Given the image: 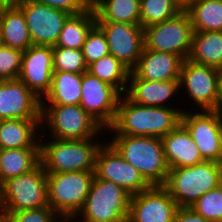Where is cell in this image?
<instances>
[{"label":"cell","instance_id":"cell-1","mask_svg":"<svg viewBox=\"0 0 222 222\" xmlns=\"http://www.w3.org/2000/svg\"><path fill=\"white\" fill-rule=\"evenodd\" d=\"M183 111L177 107L143 106L123 94L115 120L106 131L115 135L162 138L181 124Z\"/></svg>","mask_w":222,"mask_h":222},{"label":"cell","instance_id":"cell-2","mask_svg":"<svg viewBox=\"0 0 222 222\" xmlns=\"http://www.w3.org/2000/svg\"><path fill=\"white\" fill-rule=\"evenodd\" d=\"M40 164L46 173L94 171L95 158L103 141L97 139L61 140L40 134ZM46 135V136H45ZM44 139V141H43ZM47 140H49L47 142ZM96 141V142H95ZM98 141V142H97Z\"/></svg>","mask_w":222,"mask_h":222},{"label":"cell","instance_id":"cell-3","mask_svg":"<svg viewBox=\"0 0 222 222\" xmlns=\"http://www.w3.org/2000/svg\"><path fill=\"white\" fill-rule=\"evenodd\" d=\"M110 144L130 164L136 167L151 186H163L169 167L164 156L161 138L114 135Z\"/></svg>","mask_w":222,"mask_h":222},{"label":"cell","instance_id":"cell-4","mask_svg":"<svg viewBox=\"0 0 222 222\" xmlns=\"http://www.w3.org/2000/svg\"><path fill=\"white\" fill-rule=\"evenodd\" d=\"M222 184V169L218 163L204 161L189 167L169 169L163 187L178 207H190L206 192Z\"/></svg>","mask_w":222,"mask_h":222},{"label":"cell","instance_id":"cell-5","mask_svg":"<svg viewBox=\"0 0 222 222\" xmlns=\"http://www.w3.org/2000/svg\"><path fill=\"white\" fill-rule=\"evenodd\" d=\"M131 195L108 180L94 179L86 202L74 218L81 222H127Z\"/></svg>","mask_w":222,"mask_h":222},{"label":"cell","instance_id":"cell-6","mask_svg":"<svg viewBox=\"0 0 222 222\" xmlns=\"http://www.w3.org/2000/svg\"><path fill=\"white\" fill-rule=\"evenodd\" d=\"M40 125L42 133L49 128V138L61 140L95 139L105 132L80 105H41Z\"/></svg>","mask_w":222,"mask_h":222},{"label":"cell","instance_id":"cell-7","mask_svg":"<svg viewBox=\"0 0 222 222\" xmlns=\"http://www.w3.org/2000/svg\"><path fill=\"white\" fill-rule=\"evenodd\" d=\"M94 171L47 173L48 205L61 217H75L86 202Z\"/></svg>","mask_w":222,"mask_h":222},{"label":"cell","instance_id":"cell-8","mask_svg":"<svg viewBox=\"0 0 222 222\" xmlns=\"http://www.w3.org/2000/svg\"><path fill=\"white\" fill-rule=\"evenodd\" d=\"M0 204L7 213L50 207L47 199V173L39 164L31 172L9 178L0 185Z\"/></svg>","mask_w":222,"mask_h":222},{"label":"cell","instance_id":"cell-9","mask_svg":"<svg viewBox=\"0 0 222 222\" xmlns=\"http://www.w3.org/2000/svg\"><path fill=\"white\" fill-rule=\"evenodd\" d=\"M143 30L145 49L173 53L183 60L188 59L194 31L190 15L186 11Z\"/></svg>","mask_w":222,"mask_h":222},{"label":"cell","instance_id":"cell-10","mask_svg":"<svg viewBox=\"0 0 222 222\" xmlns=\"http://www.w3.org/2000/svg\"><path fill=\"white\" fill-rule=\"evenodd\" d=\"M184 110L181 124L190 133L204 161L218 163L222 153V110Z\"/></svg>","mask_w":222,"mask_h":222},{"label":"cell","instance_id":"cell-11","mask_svg":"<svg viewBox=\"0 0 222 222\" xmlns=\"http://www.w3.org/2000/svg\"><path fill=\"white\" fill-rule=\"evenodd\" d=\"M94 176L98 179L114 182L131 196L151 187L139 170L128 163L107 141L102 144L97 152Z\"/></svg>","mask_w":222,"mask_h":222},{"label":"cell","instance_id":"cell-12","mask_svg":"<svg viewBox=\"0 0 222 222\" xmlns=\"http://www.w3.org/2000/svg\"><path fill=\"white\" fill-rule=\"evenodd\" d=\"M81 87L80 106L106 130L115 120L118 103L123 94L115 86L89 72L83 73Z\"/></svg>","mask_w":222,"mask_h":222},{"label":"cell","instance_id":"cell-13","mask_svg":"<svg viewBox=\"0 0 222 222\" xmlns=\"http://www.w3.org/2000/svg\"><path fill=\"white\" fill-rule=\"evenodd\" d=\"M179 81L180 89H185L194 106H199L200 111L218 110L217 68L185 59L182 63Z\"/></svg>","mask_w":222,"mask_h":222},{"label":"cell","instance_id":"cell-14","mask_svg":"<svg viewBox=\"0 0 222 222\" xmlns=\"http://www.w3.org/2000/svg\"><path fill=\"white\" fill-rule=\"evenodd\" d=\"M14 3L25 15L33 45L54 46L71 14L32 0H15Z\"/></svg>","mask_w":222,"mask_h":222},{"label":"cell","instance_id":"cell-15","mask_svg":"<svg viewBox=\"0 0 222 222\" xmlns=\"http://www.w3.org/2000/svg\"><path fill=\"white\" fill-rule=\"evenodd\" d=\"M105 33L109 52L132 70L144 48V30L141 25L122 22H96Z\"/></svg>","mask_w":222,"mask_h":222},{"label":"cell","instance_id":"cell-16","mask_svg":"<svg viewBox=\"0 0 222 222\" xmlns=\"http://www.w3.org/2000/svg\"><path fill=\"white\" fill-rule=\"evenodd\" d=\"M53 71V46L32 45L23 51L18 79L41 100L51 88Z\"/></svg>","mask_w":222,"mask_h":222},{"label":"cell","instance_id":"cell-17","mask_svg":"<svg viewBox=\"0 0 222 222\" xmlns=\"http://www.w3.org/2000/svg\"><path fill=\"white\" fill-rule=\"evenodd\" d=\"M178 208L163 186H151L131 197L127 222H173Z\"/></svg>","mask_w":222,"mask_h":222},{"label":"cell","instance_id":"cell-18","mask_svg":"<svg viewBox=\"0 0 222 222\" xmlns=\"http://www.w3.org/2000/svg\"><path fill=\"white\" fill-rule=\"evenodd\" d=\"M41 120V99L19 79L0 80V120Z\"/></svg>","mask_w":222,"mask_h":222},{"label":"cell","instance_id":"cell-19","mask_svg":"<svg viewBox=\"0 0 222 222\" xmlns=\"http://www.w3.org/2000/svg\"><path fill=\"white\" fill-rule=\"evenodd\" d=\"M179 90H180L179 80H170V81L144 80V79H139L131 71L125 95L131 101L143 106L174 107L170 105L171 101L174 100V99L171 100V98L173 97L175 98V95L179 93Z\"/></svg>","mask_w":222,"mask_h":222},{"label":"cell","instance_id":"cell-20","mask_svg":"<svg viewBox=\"0 0 222 222\" xmlns=\"http://www.w3.org/2000/svg\"><path fill=\"white\" fill-rule=\"evenodd\" d=\"M183 59L173 53L143 48L137 65L131 70L139 79L150 81L180 80Z\"/></svg>","mask_w":222,"mask_h":222},{"label":"cell","instance_id":"cell-21","mask_svg":"<svg viewBox=\"0 0 222 222\" xmlns=\"http://www.w3.org/2000/svg\"><path fill=\"white\" fill-rule=\"evenodd\" d=\"M161 140L169 169L189 167L204 162L197 145L182 124Z\"/></svg>","mask_w":222,"mask_h":222},{"label":"cell","instance_id":"cell-22","mask_svg":"<svg viewBox=\"0 0 222 222\" xmlns=\"http://www.w3.org/2000/svg\"><path fill=\"white\" fill-rule=\"evenodd\" d=\"M1 44L22 51L33 45L24 13L14 2L0 7Z\"/></svg>","mask_w":222,"mask_h":222},{"label":"cell","instance_id":"cell-23","mask_svg":"<svg viewBox=\"0 0 222 222\" xmlns=\"http://www.w3.org/2000/svg\"><path fill=\"white\" fill-rule=\"evenodd\" d=\"M40 123L41 120H0V149L40 148Z\"/></svg>","mask_w":222,"mask_h":222},{"label":"cell","instance_id":"cell-24","mask_svg":"<svg viewBox=\"0 0 222 222\" xmlns=\"http://www.w3.org/2000/svg\"><path fill=\"white\" fill-rule=\"evenodd\" d=\"M82 76L83 74L72 72L53 71L51 88L41 100V105H80Z\"/></svg>","mask_w":222,"mask_h":222},{"label":"cell","instance_id":"cell-25","mask_svg":"<svg viewBox=\"0 0 222 222\" xmlns=\"http://www.w3.org/2000/svg\"><path fill=\"white\" fill-rule=\"evenodd\" d=\"M40 164V148L0 149V185Z\"/></svg>","mask_w":222,"mask_h":222},{"label":"cell","instance_id":"cell-26","mask_svg":"<svg viewBox=\"0 0 222 222\" xmlns=\"http://www.w3.org/2000/svg\"><path fill=\"white\" fill-rule=\"evenodd\" d=\"M193 63L222 67V31L194 32L188 57Z\"/></svg>","mask_w":222,"mask_h":222},{"label":"cell","instance_id":"cell-27","mask_svg":"<svg viewBox=\"0 0 222 222\" xmlns=\"http://www.w3.org/2000/svg\"><path fill=\"white\" fill-rule=\"evenodd\" d=\"M96 22L140 25V0H92Z\"/></svg>","mask_w":222,"mask_h":222},{"label":"cell","instance_id":"cell-28","mask_svg":"<svg viewBox=\"0 0 222 222\" xmlns=\"http://www.w3.org/2000/svg\"><path fill=\"white\" fill-rule=\"evenodd\" d=\"M96 24L93 6L82 13L70 15L53 47L82 50L86 36Z\"/></svg>","mask_w":222,"mask_h":222},{"label":"cell","instance_id":"cell-29","mask_svg":"<svg viewBox=\"0 0 222 222\" xmlns=\"http://www.w3.org/2000/svg\"><path fill=\"white\" fill-rule=\"evenodd\" d=\"M87 72L125 94L131 70L109 53L89 64Z\"/></svg>","mask_w":222,"mask_h":222},{"label":"cell","instance_id":"cell-30","mask_svg":"<svg viewBox=\"0 0 222 222\" xmlns=\"http://www.w3.org/2000/svg\"><path fill=\"white\" fill-rule=\"evenodd\" d=\"M186 12L194 32L222 31V0H197Z\"/></svg>","mask_w":222,"mask_h":222},{"label":"cell","instance_id":"cell-31","mask_svg":"<svg viewBox=\"0 0 222 222\" xmlns=\"http://www.w3.org/2000/svg\"><path fill=\"white\" fill-rule=\"evenodd\" d=\"M182 11L175 0H140V25L146 28L159 24Z\"/></svg>","mask_w":222,"mask_h":222},{"label":"cell","instance_id":"cell-32","mask_svg":"<svg viewBox=\"0 0 222 222\" xmlns=\"http://www.w3.org/2000/svg\"><path fill=\"white\" fill-rule=\"evenodd\" d=\"M54 71L83 74L87 72L82 50L53 47Z\"/></svg>","mask_w":222,"mask_h":222},{"label":"cell","instance_id":"cell-33","mask_svg":"<svg viewBox=\"0 0 222 222\" xmlns=\"http://www.w3.org/2000/svg\"><path fill=\"white\" fill-rule=\"evenodd\" d=\"M190 208L206 220L222 222V184L202 195Z\"/></svg>","mask_w":222,"mask_h":222},{"label":"cell","instance_id":"cell-34","mask_svg":"<svg viewBox=\"0 0 222 222\" xmlns=\"http://www.w3.org/2000/svg\"><path fill=\"white\" fill-rule=\"evenodd\" d=\"M82 52L87 66L110 53L106 35L97 24L87 34Z\"/></svg>","mask_w":222,"mask_h":222},{"label":"cell","instance_id":"cell-35","mask_svg":"<svg viewBox=\"0 0 222 222\" xmlns=\"http://www.w3.org/2000/svg\"><path fill=\"white\" fill-rule=\"evenodd\" d=\"M23 51L0 44V80L18 79Z\"/></svg>","mask_w":222,"mask_h":222},{"label":"cell","instance_id":"cell-36","mask_svg":"<svg viewBox=\"0 0 222 222\" xmlns=\"http://www.w3.org/2000/svg\"><path fill=\"white\" fill-rule=\"evenodd\" d=\"M61 216L51 207L25 209L8 213V222H57Z\"/></svg>","mask_w":222,"mask_h":222},{"label":"cell","instance_id":"cell-37","mask_svg":"<svg viewBox=\"0 0 222 222\" xmlns=\"http://www.w3.org/2000/svg\"><path fill=\"white\" fill-rule=\"evenodd\" d=\"M55 9L65 11L71 15L79 14L92 7V0H32Z\"/></svg>","mask_w":222,"mask_h":222},{"label":"cell","instance_id":"cell-38","mask_svg":"<svg viewBox=\"0 0 222 222\" xmlns=\"http://www.w3.org/2000/svg\"><path fill=\"white\" fill-rule=\"evenodd\" d=\"M173 222H212L196 213L190 207H179L174 215Z\"/></svg>","mask_w":222,"mask_h":222},{"label":"cell","instance_id":"cell-39","mask_svg":"<svg viewBox=\"0 0 222 222\" xmlns=\"http://www.w3.org/2000/svg\"><path fill=\"white\" fill-rule=\"evenodd\" d=\"M218 110H222V67L218 68Z\"/></svg>","mask_w":222,"mask_h":222},{"label":"cell","instance_id":"cell-40","mask_svg":"<svg viewBox=\"0 0 222 222\" xmlns=\"http://www.w3.org/2000/svg\"><path fill=\"white\" fill-rule=\"evenodd\" d=\"M175 1L183 11H186L197 0H175Z\"/></svg>","mask_w":222,"mask_h":222},{"label":"cell","instance_id":"cell-41","mask_svg":"<svg viewBox=\"0 0 222 222\" xmlns=\"http://www.w3.org/2000/svg\"><path fill=\"white\" fill-rule=\"evenodd\" d=\"M0 222H8V213L2 204H0Z\"/></svg>","mask_w":222,"mask_h":222},{"label":"cell","instance_id":"cell-42","mask_svg":"<svg viewBox=\"0 0 222 222\" xmlns=\"http://www.w3.org/2000/svg\"><path fill=\"white\" fill-rule=\"evenodd\" d=\"M77 220L78 219L74 217H61L57 222H77Z\"/></svg>","mask_w":222,"mask_h":222},{"label":"cell","instance_id":"cell-43","mask_svg":"<svg viewBox=\"0 0 222 222\" xmlns=\"http://www.w3.org/2000/svg\"><path fill=\"white\" fill-rule=\"evenodd\" d=\"M218 165L220 166V168L222 169V153H221V157H220V160L218 162Z\"/></svg>","mask_w":222,"mask_h":222},{"label":"cell","instance_id":"cell-44","mask_svg":"<svg viewBox=\"0 0 222 222\" xmlns=\"http://www.w3.org/2000/svg\"><path fill=\"white\" fill-rule=\"evenodd\" d=\"M4 3L5 2H14L15 0H2Z\"/></svg>","mask_w":222,"mask_h":222},{"label":"cell","instance_id":"cell-45","mask_svg":"<svg viewBox=\"0 0 222 222\" xmlns=\"http://www.w3.org/2000/svg\"><path fill=\"white\" fill-rule=\"evenodd\" d=\"M4 4V2L2 0H0V7Z\"/></svg>","mask_w":222,"mask_h":222}]
</instances>
